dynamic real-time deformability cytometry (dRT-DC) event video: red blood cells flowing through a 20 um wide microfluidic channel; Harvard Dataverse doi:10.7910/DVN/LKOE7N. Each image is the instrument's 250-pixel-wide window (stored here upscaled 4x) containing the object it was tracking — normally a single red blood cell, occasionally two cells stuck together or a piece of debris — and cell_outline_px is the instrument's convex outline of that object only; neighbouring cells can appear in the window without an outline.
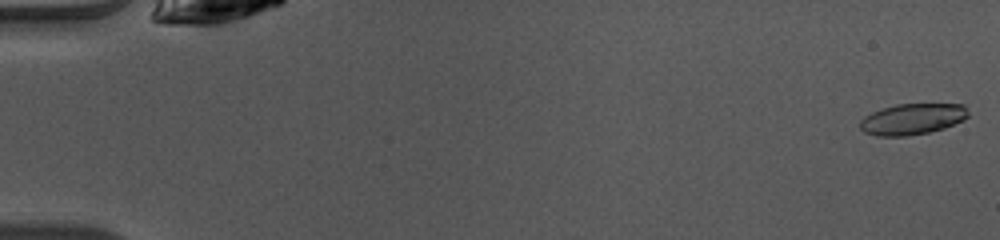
{"species": "common noctule bat (a hibernating species)", "species_latin": "Nyctalus noctula", "temperature_condition": "warm", "stored_images_in_passage": 49, "camera_frame_rate_fps": 3000, "um_per_image_px": 0.085, "animal": {"sex": "female", "body_mass_g": 10.0, "forearm_length_mm": 53.1}, "frame": {"image": 1, "passage_image": 1, "time_ms": 0.0, "image_size_px": [1000, 240], "cell_outline_px": [[968, 116], [964, 120], [944, 128], [928, 132], [908, 136], [876, 136], [864, 132], [860, 128], [860, 120], [864, 116], [872, 112], [896, 104], [964, 104], [968, 112]], "centroid_in_image_um": [77.54, 10.12], "position_along_channel_um": 7.5, "area_um2": 19.59}}
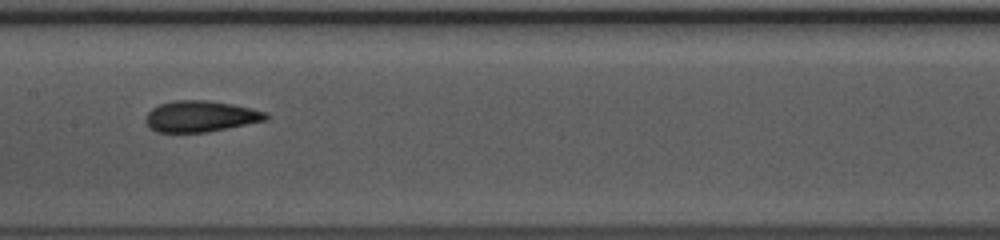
{"frame": {"image": 2, "passage_image": 25, "time_ms": 8.0, "image_size_px": [1000, 240], "cell_outline_px": [[268, 120], [208, 132], [156, 132], [148, 128], [144, 120], [144, 116], [152, 108], [160, 104], [172, 100], [208, 100], [232, 104], [252, 108], [268, 112]], "centroid_in_image_um": [17.03, 9.89], "position_along_channel_um": 190.4, "area_um2": 22.14}}
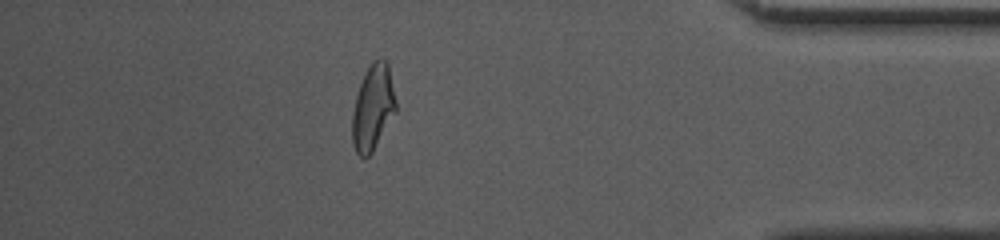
{"frame": {"image": 3, "passage_image": 43, "time_ms": 14.0, "image_size_px": [1000, 240], "cell_outline_px": [[396, 112], [372, 152], [364, 160], [356, 152], [352, 144], [352, 112], [356, 96], [360, 84], [372, 60], [380, 56], [388, 64], [396, 100]], "centroid_in_image_um": [31.69, 9.15], "position_along_channel_um": 403.5, "area_um2": 21.79}, "authors_computed_cell_mechanics": {"area_um2": 21.5594, "velocity_mm_per_s": 4.1253, "shape_relaxation_time_tau1_ms": 4.341, "shape_relaxation_time_tau2_ms": 1.2406, "deformation_change_tau1": 0.1951, "deformation_change_tau2": 0.0905}}